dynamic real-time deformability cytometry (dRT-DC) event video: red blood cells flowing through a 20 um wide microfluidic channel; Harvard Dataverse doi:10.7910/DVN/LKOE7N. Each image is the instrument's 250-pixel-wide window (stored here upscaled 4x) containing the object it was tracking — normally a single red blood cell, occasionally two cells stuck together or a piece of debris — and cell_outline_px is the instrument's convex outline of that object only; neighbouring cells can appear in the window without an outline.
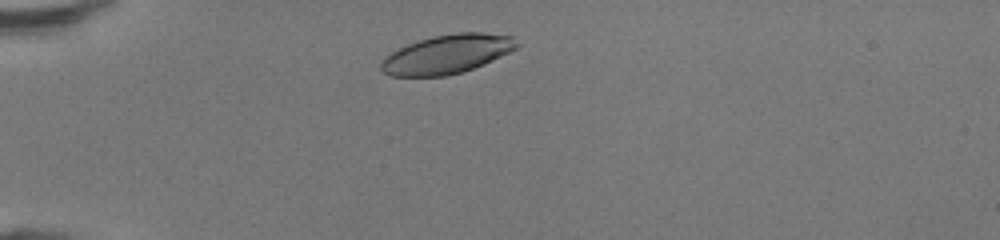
{"species": "human", "species_latin": "Homo sapiens", "temperature_condition": "room temperature", "stored_images_in_passage": 33, "camera_frame_rate_fps": 3000, "um_per_image_px": 0.085, "donor": {"sex": "female"}, "frame": {"image": 1, "passage_image": 3, "time_ms": 0.667, "image_size_px": [1000, 240], "cell_outline_px": [[520, 48], [484, 64], [460, 72], [444, 76], [392, 76], [384, 72], [380, 68], [380, 64], [384, 56], [408, 44], [432, 36], [456, 32], [484, 32], [512, 36], [520, 44]], "centroid_in_image_um": [38.04, 4.59], "position_along_channel_um": 47.0, "area_um2": 30.87}}
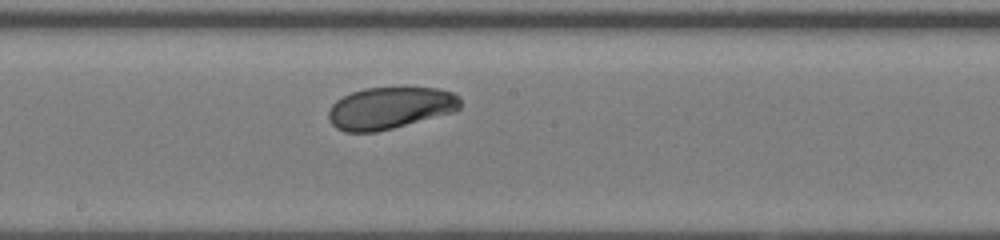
{"frame": {"image": 2, "passage_image": 17, "time_ms": 5.333, "image_size_px": [1000, 240], "cell_outline_px": [[460, 108], [456, 112], [376, 132], [344, 132], [336, 128], [332, 124], [328, 116], [328, 112], [332, 104], [336, 100], [352, 92], [364, 88], [440, 88], [452, 92], [460, 100]], "centroid_in_image_um": [33.15, 9.19], "position_along_channel_um": 215.0, "area_um2": 32.19}}
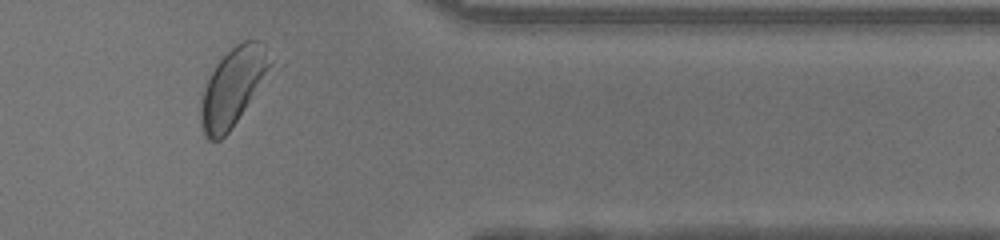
{"frame": {"image": 3, "passage_image": 30, "time_ms": 9.667, "image_size_px": [1000, 240], "cell_outline_px": [[284, 64], [228, 132], [220, 140], [208, 140], [204, 136], [200, 124], [200, 104], [204, 88], [216, 64], [236, 44], [244, 40], [256, 40], [264, 44]], "centroid_in_image_um": [20.03, 7.33], "position_along_channel_um": 391.4, "area_um2": 34.1}, "authors_computed_cell_mechanics": {"area_um2": 32.657, "velocity_mm_per_s": 4.3294, "shape_relaxation_time_tau1_ms": 1.3206, "shape_relaxation_time_tau2_ms": null, "deformation_change_tau1": 0.0919, "deformation_change_tau2": null}}